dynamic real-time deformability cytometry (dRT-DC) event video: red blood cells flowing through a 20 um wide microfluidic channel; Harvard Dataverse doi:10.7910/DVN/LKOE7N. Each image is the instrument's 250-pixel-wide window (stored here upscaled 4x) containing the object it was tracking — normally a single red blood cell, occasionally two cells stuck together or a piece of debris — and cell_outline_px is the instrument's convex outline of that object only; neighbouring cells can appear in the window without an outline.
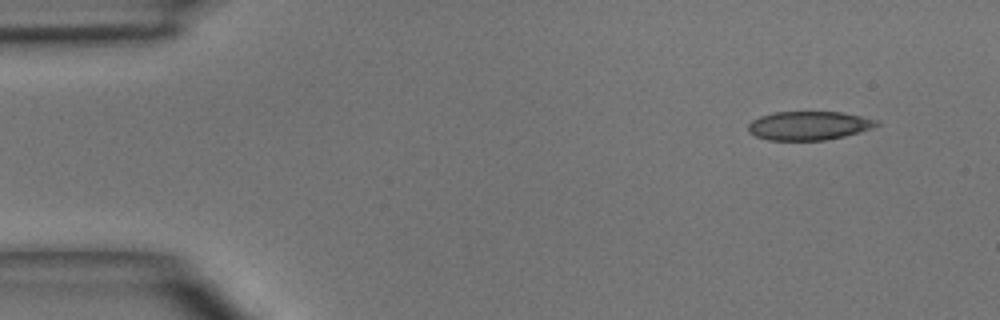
{"species": "common noctule bat (a hibernating species)", "species_latin": "Nyctalus noctula", "temperature_condition": "room temperature", "stored_images_in_passage": 5, "camera_frame_rate_fps": 3000, "um_per_image_px": 0.085, "animal": {"sex": "male", "body_mass_g": 15.6}, "frame": {"image": 1, "passage_image": 1, "time_ms": 0.0, "image_size_px": [1000, 320], "cell_outline_px": [[880, 124], [872, 128], [844, 136], [824, 140], [768, 140], [756, 136], [748, 132], [748, 124], [752, 120], [760, 116], [776, 112], [840, 112], [880, 120]], "centroid_in_image_um": [68.75, 10.68], "position_along_channel_um": 16.3, "area_um2": 21.44}}
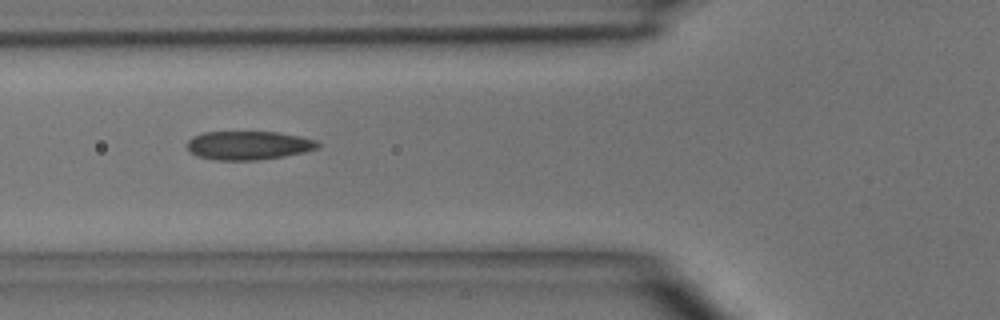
{"frame": {"image": 2, "passage_image": 5, "time_ms": 4.333, "image_size_px": [1000, 320], "cell_outline_px": [[320, 148], [304, 152], [284, 156], [260, 160], [216, 160], [196, 156], [188, 148], [188, 140], [192, 136], [204, 132], [280, 132], [300, 136], [316, 140], [320, 144]], "centroid_in_image_um": [21.15, 12.35], "position_along_channel_um": 104.7, "area_um2": 21.96}}